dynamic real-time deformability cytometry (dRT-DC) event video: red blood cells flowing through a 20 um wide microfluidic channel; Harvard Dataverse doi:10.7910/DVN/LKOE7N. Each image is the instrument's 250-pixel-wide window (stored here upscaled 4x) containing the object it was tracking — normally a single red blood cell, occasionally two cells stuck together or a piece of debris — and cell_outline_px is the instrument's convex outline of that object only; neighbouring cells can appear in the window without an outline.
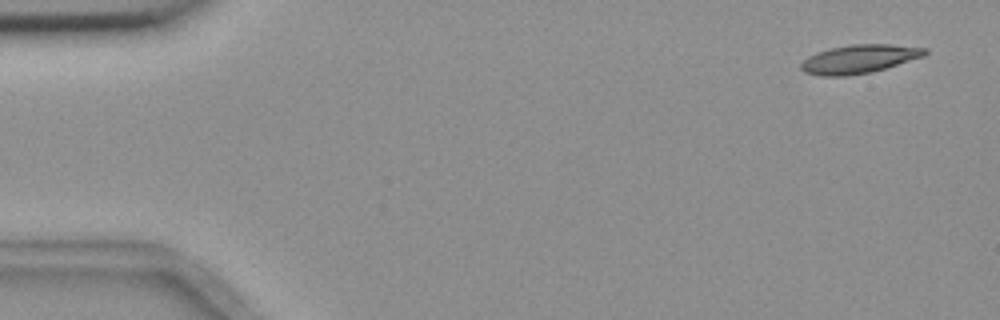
{"species": "common noctule bat (a hibernating species)", "species_latin": "Nyctalus noctula", "temperature_condition": "room temperature", "stored_images_in_passage": 6, "camera_frame_rate_fps": 3000, "um_per_image_px": 0.085, "animal": {"sex": "female", "body_mass_g": 18.4}, "frame": {"image": 1, "passage_image": 1, "time_ms": 0.0, "image_size_px": [1000, 320], "cell_outline_px": [[928, 52], [924, 56], [872, 72], [844, 76], [820, 76], [804, 72], [800, 68], [800, 64], [808, 56], [816, 52], [828, 48], [852, 44], [892, 44], [928, 48]], "centroid_in_image_um": [73.01, 5.01], "position_along_channel_um": 12.0, "area_um2": 20.75}}
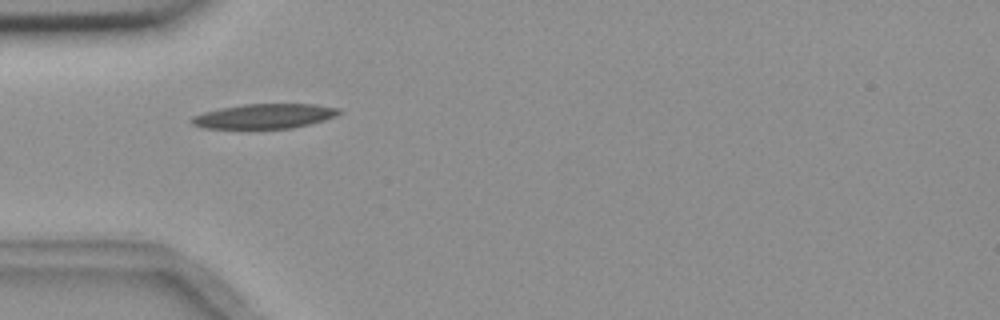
{"frame": {"image": 2, "passage_image": 5, "time_ms": 4.667, "image_size_px": [1000, 320], "cell_outline_px": [[344, 112], [336, 116], [324, 120], [292, 128], [204, 128], [192, 124], [188, 120], [192, 116], [204, 112], [220, 108], [244, 104], [316, 104], [340, 108]], "centroid_in_image_um": [22.49, 9.86], "position_along_channel_um": 62.5, "area_um2": 21.27}}